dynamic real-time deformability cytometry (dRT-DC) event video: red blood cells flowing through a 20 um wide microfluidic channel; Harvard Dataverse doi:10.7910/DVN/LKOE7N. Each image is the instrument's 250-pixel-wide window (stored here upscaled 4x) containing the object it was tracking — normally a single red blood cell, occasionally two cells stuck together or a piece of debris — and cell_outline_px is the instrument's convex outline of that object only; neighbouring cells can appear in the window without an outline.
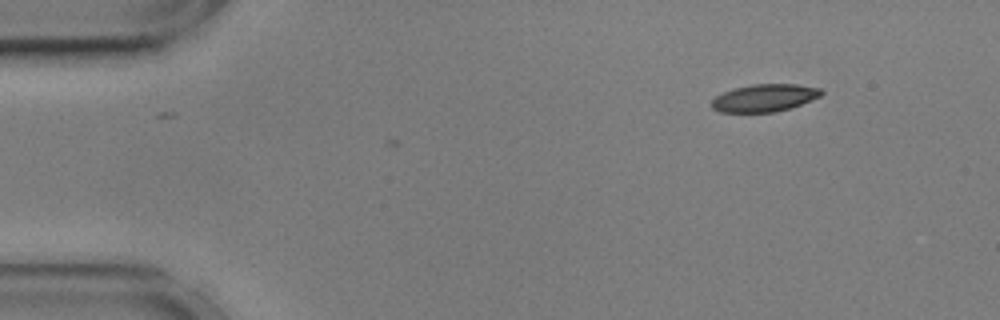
{"species": "common noctule bat (a hibernating species)", "species_latin": "Nyctalus noctula", "temperature_condition": "cold", "stored_images_in_passage": 3, "camera_frame_rate_fps": 3000, "um_per_image_px": 0.085, "animal": {"sex": "male", "body_mass_g": 17.9, "forearm_length_mm": 54.2}, "frame": {"image": 1, "passage_image": 3, "time_ms": 0.667, "image_size_px": [1000, 320], "cell_outline_px": [[824, 92], [820, 96], [792, 108], [776, 112], [720, 112], [712, 108], [712, 100], [716, 96], [724, 92], [736, 88], [752, 84], [796, 84], [820, 88]], "centroid_in_image_um": [65.0, 8.32], "position_along_channel_um": 20.0, "area_um2": 17.51}}